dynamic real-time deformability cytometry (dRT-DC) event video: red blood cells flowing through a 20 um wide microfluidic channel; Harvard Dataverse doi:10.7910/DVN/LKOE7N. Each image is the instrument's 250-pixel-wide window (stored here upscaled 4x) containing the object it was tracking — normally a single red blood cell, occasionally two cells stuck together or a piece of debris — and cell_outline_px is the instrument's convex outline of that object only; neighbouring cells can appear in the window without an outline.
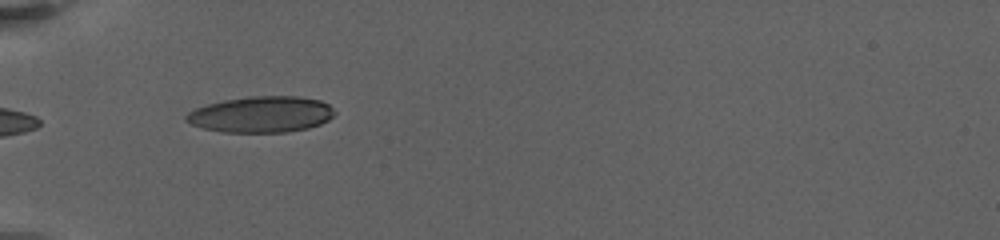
{"species": "human", "species_latin": "Homo sapiens", "temperature_condition": "warm", "stored_images_in_passage": 19, "camera_frame_rate_fps": 3000, "um_per_image_px": 0.085, "donor": {"sex": "female"}, "frame": {"image": 1, "passage_image": 1, "time_ms": 0.0, "image_size_px": [1000, 240], "cell_outline_px": [[336, 112], [328, 120], [320, 124], [308, 128], [284, 132], [224, 132], [204, 128], [192, 124], [184, 120], [184, 116], [188, 112], [196, 108], [208, 104], [224, 100], [252, 96], [296, 96], [320, 100], [328, 104]], "centroid_in_image_um": [22.2, 9.72], "position_along_channel_um": 62.8, "area_um2": 31.1}}
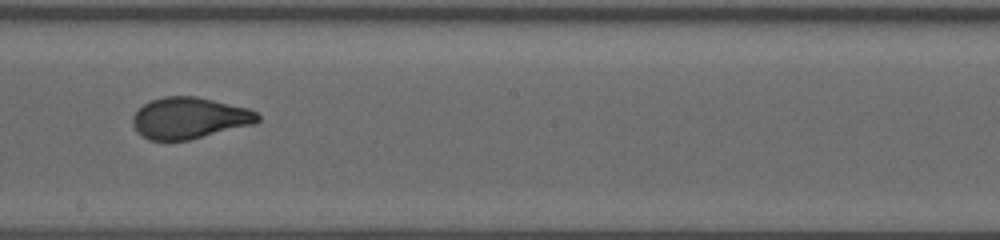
{"frame": {"image": 2, "passage_image": 7, "time_ms": 5.667, "image_size_px": [1000, 240], "cell_outline_px": [[260, 120], [256, 124], [188, 140], [148, 140], [136, 132], [132, 124], [132, 116], [144, 104], [152, 100], [164, 96], [196, 96], [248, 108], [256, 112], [260, 116]], "centroid_in_image_um": [16.1, 10.04], "position_along_channel_um": 232.1, "area_um2": 30.23}}
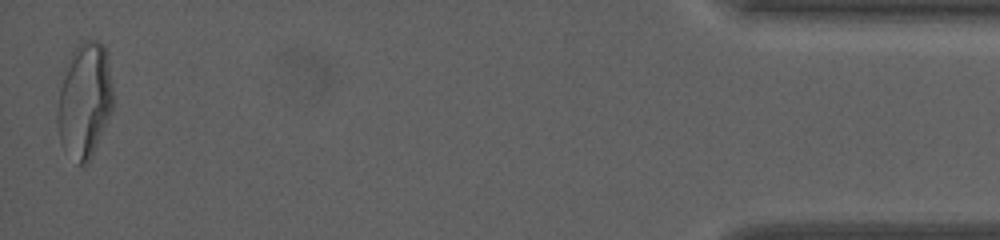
{"frame": {"image": 3, "passage_image": 19, "time_ms": 14.333, "image_size_px": [1000, 240], "cell_outline_px": [[112, 112], [92, 156], [88, 164], [76, 164], [60, 144], [56, 124], [56, 112], [60, 88], [72, 52], [80, 44], [88, 40], [96, 40], [104, 44], [112, 88]], "centroid_in_image_um": [7.17, 8.62], "position_along_channel_um": 428.0, "area_um2": 37.17}, "authors_computed_cell_mechanics": {"area_um2": 30.7496, "velocity_mm_per_s": 3.1462, "shape_relaxation_time_tau1_ms": 9.6343, "shape_relaxation_time_tau2_ms": null, "deformation_change_tau1": 0.2603, "deformation_change_tau2": null}}